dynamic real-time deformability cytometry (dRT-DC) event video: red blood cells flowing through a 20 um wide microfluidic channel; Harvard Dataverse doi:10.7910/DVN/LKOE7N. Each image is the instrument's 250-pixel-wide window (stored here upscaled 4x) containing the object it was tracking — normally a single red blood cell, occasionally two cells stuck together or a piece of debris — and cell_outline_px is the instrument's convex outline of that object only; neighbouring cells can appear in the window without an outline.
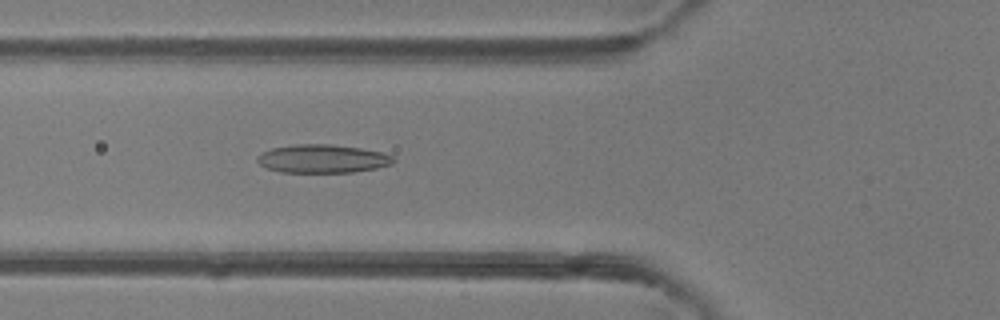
{"species": "common noctule bat (a hibernating species)", "species_latin": "Nyctalus noctula", "temperature_condition": "room temperature", "stored_images_in_passage": 48, "camera_frame_rate_fps": 3000, "um_per_image_px": 0.085, "animal": {"sex": "female"}, "frame": {"image": 1, "passage_image": 17, "time_ms": 5.333, "image_size_px": [1000, 320], "cell_outline_px": [[396, 160], [392, 164], [376, 168], [352, 172], [280, 172], [268, 168], [260, 164], [256, 160], [264, 152], [272, 148], [296, 144], [332, 144], [360, 148], [384, 152], [392, 156]], "centroid_in_image_um": [27.46, 13.49], "position_along_channel_um": 98.3, "area_um2": 22.37}}
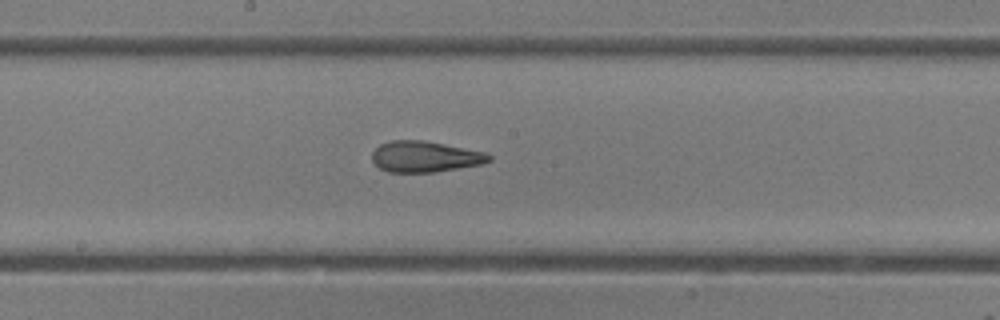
{"frame": {"image": 2, "passage_image": 25, "time_ms": 8.0, "image_size_px": [1000, 320], "cell_outline_px": [[492, 160], [484, 164], [436, 172], [388, 172], [380, 168], [372, 160], [372, 152], [380, 144], [392, 140], [420, 140], [444, 144], [488, 152], [492, 156]], "centroid_in_image_um": [36.17, 13.32], "position_along_channel_um": 212.0, "area_um2": 21.27}}
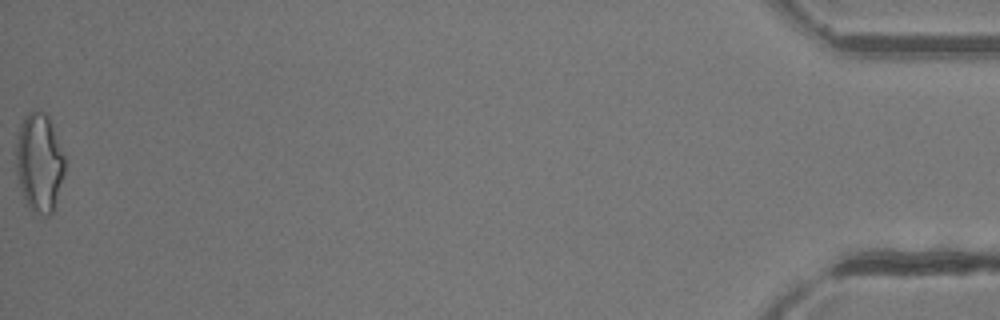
{"frame": {"image": 3, "passage_image": 48, "time_ms": 15.667, "image_size_px": [1000, 320], "cell_outline_px": [[64, 172], [52, 212], [48, 216], [44, 216], [32, 212], [24, 204], [16, 172], [16, 136], [20, 124], [24, 116], [32, 108], [44, 112], [48, 116], [64, 156]], "centroid_in_image_um": [3.29, 13.82], "position_along_channel_um": 431.9, "area_um2": 28.26}, "authors_computed_cell_mechanics": {"area_um2": 22.2819, "velocity_mm_per_s": 4.2302, "shape_relaxation_time_tau1_ms": 8.3533, "shape_relaxation_time_tau2_ms": 1.8155, "deformation_change_tau1": 0.2293, "deformation_change_tau2": 0.0934}}